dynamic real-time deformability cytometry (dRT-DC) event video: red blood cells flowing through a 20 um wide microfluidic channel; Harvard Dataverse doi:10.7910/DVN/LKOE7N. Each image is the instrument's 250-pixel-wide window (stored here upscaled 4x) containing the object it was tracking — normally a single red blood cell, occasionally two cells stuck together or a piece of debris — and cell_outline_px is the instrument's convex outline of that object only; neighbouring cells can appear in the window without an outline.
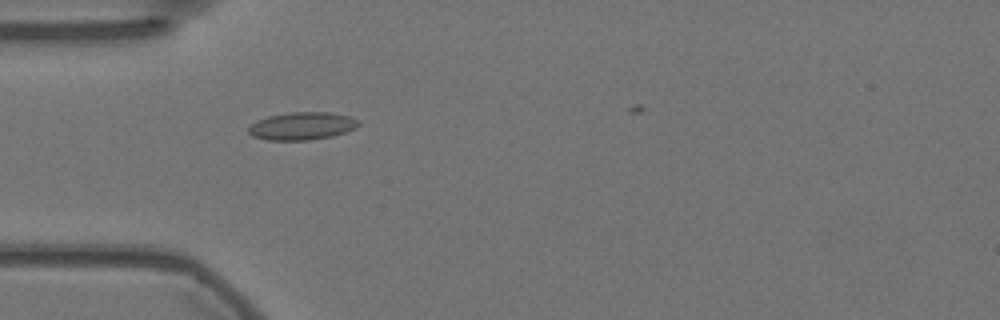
{"species": "Egyptian fruit bat (a non-hibernating species)", "species_latin": "Rousettus aegyptiacus", "temperature_condition": "warm", "stored_images_in_passage": 35, "camera_frame_rate_fps": 3000, "um_per_image_px": 0.085, "animal": {"sex": "female"}, "frame": {"image": 1, "passage_image": 4, "time_ms": 1.0, "image_size_px": [1000, 320], "cell_outline_px": [[360, 124], [356, 128], [332, 136], [308, 140], [268, 140], [252, 136], [248, 132], [248, 128], [256, 120], [268, 116], [288, 112], [332, 112], [348, 116], [360, 120]], "centroid_in_image_um": [25.67, 10.7], "position_along_channel_um": 59.3, "area_um2": 17.86}}
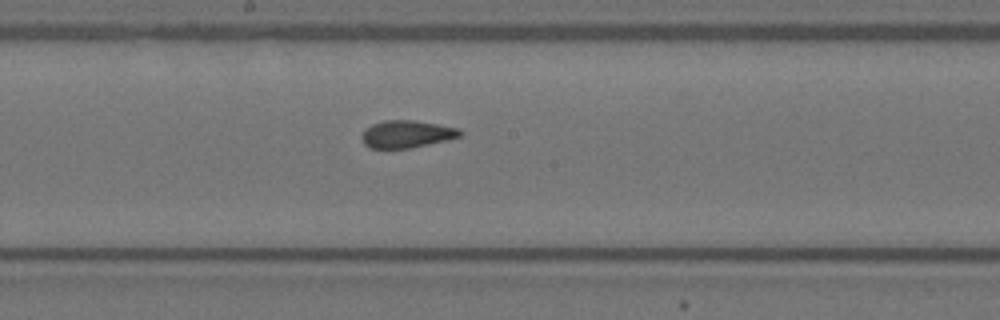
{"frame": {"image": 2, "passage_image": 17, "time_ms": 5.333, "image_size_px": [1000, 320], "cell_outline_px": [[464, 132], [460, 136], [428, 144], [408, 148], [368, 148], [364, 144], [360, 136], [372, 124], [384, 120], [416, 120], [460, 128]], "centroid_in_image_um": [34.57, 11.39], "position_along_channel_um": 213.6, "area_um2": 15.61}}
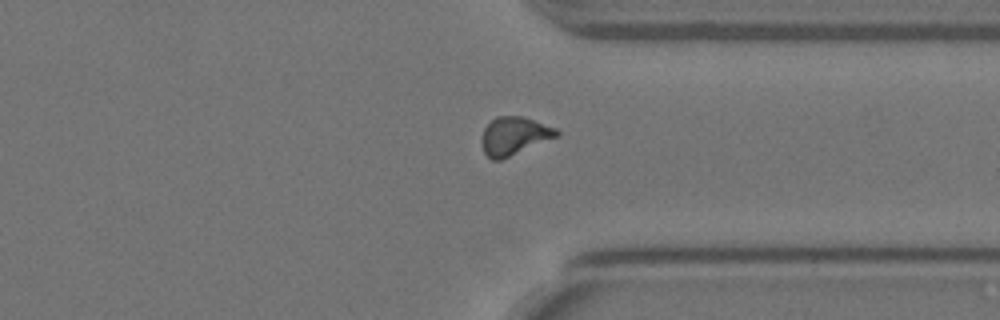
{"frame": {"image": 3, "passage_image": 30, "time_ms": 9.667, "image_size_px": [1000, 320], "cell_outline_px": [[560, 132], [556, 136], [500, 160], [492, 160], [484, 152], [480, 144], [480, 136], [484, 128], [496, 116], [524, 116], [556, 128]], "centroid_in_image_um": [43.64, 11.53], "position_along_channel_um": 367.8, "area_um2": 16.47}}